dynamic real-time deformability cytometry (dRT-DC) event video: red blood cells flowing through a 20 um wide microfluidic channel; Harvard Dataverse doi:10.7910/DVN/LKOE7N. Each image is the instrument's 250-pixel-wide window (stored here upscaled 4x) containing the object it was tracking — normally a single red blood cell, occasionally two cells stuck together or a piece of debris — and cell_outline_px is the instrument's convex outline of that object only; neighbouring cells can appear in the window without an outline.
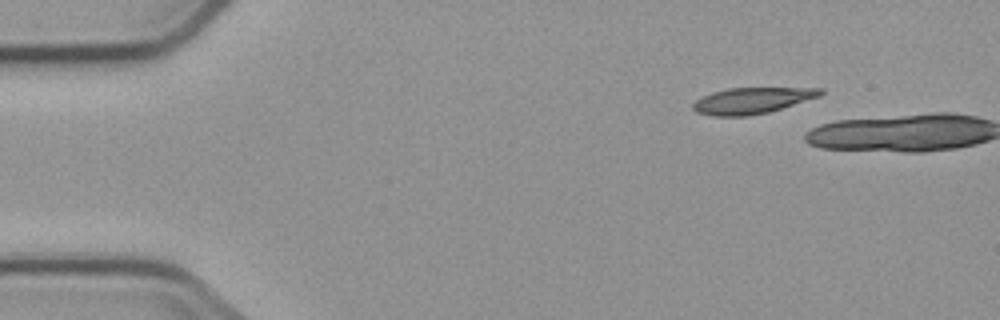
{"species": "common noctule bat (a hibernating species)", "species_latin": "Nyctalus noctula", "temperature_condition": "cold", "stored_images_in_passage": 2, "camera_frame_rate_fps": 3000, "um_per_image_px": 0.085, "animal": {"sex": "male", "body_mass_g": 23.1, "forearm_length_mm": 52.7}, "frame": {"image": 1, "passage_image": 1, "time_ms": 0.0, "image_size_px": [1000, 320], "cell_outline_px": [[824, 92], [820, 96], [768, 112], [748, 116], [712, 116], [696, 112], [692, 108], [692, 104], [696, 100], [712, 92], [728, 88], [820, 88]], "centroid_in_image_um": [63.89, 8.55], "position_along_channel_um": 21.1, "area_um2": 19.25}}